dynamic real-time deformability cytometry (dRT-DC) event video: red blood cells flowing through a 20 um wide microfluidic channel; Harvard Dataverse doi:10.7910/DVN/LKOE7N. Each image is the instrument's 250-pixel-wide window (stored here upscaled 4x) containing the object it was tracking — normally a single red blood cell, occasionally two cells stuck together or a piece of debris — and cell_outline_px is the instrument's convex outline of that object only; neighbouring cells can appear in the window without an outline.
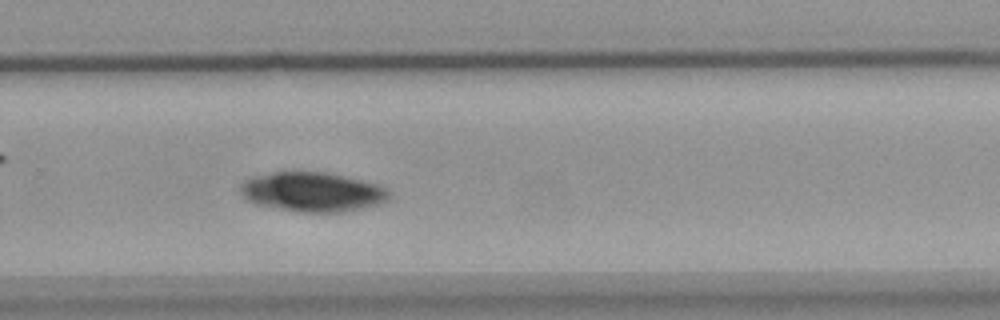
{"species": "common noctule bat (a hibernating species)", "species_latin": "Nyctalus noctula", "temperature_condition": "warm", "stored_images_in_passage": 43, "camera_frame_rate_fps": 3000, "um_per_image_px": 0.085, "animal": {"sex": "female", "body_mass_g": 18.4}, "frame": {"image": 1, "passage_image": 23, "time_ms": 7.333, "image_size_px": [1000, 320], "cell_outline_px": [[392, 192], [388, 200], [376, 204], [344, 212], [300, 212], [256, 204], [244, 200], [240, 192], [240, 184], [244, 180], [252, 176], [272, 172], [324, 172], [344, 176], [380, 184], [388, 188]], "centroid_in_image_um": [26.54, 16.31], "position_along_channel_um": 303.3, "area_um2": 34.45}}
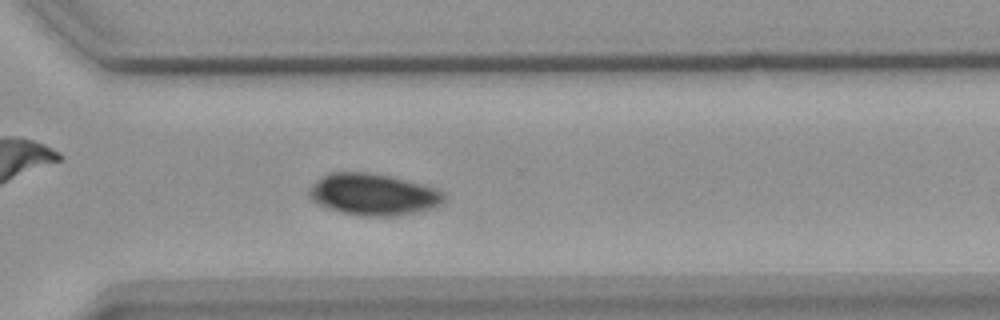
{"frame": {"image": 2, "passage_image": 26, "time_ms": 8.333, "image_size_px": [1000, 320], "cell_outline_px": [[448, 196], [444, 204], [432, 208], [416, 212], [396, 216], [364, 216], [340, 212], [328, 208], [312, 200], [308, 196], [308, 188], [316, 180], [332, 172], [368, 172], [388, 176], [440, 188]], "centroid_in_image_um": [31.78, 16.53], "position_along_channel_um": 338.8, "area_um2": 33.06}}